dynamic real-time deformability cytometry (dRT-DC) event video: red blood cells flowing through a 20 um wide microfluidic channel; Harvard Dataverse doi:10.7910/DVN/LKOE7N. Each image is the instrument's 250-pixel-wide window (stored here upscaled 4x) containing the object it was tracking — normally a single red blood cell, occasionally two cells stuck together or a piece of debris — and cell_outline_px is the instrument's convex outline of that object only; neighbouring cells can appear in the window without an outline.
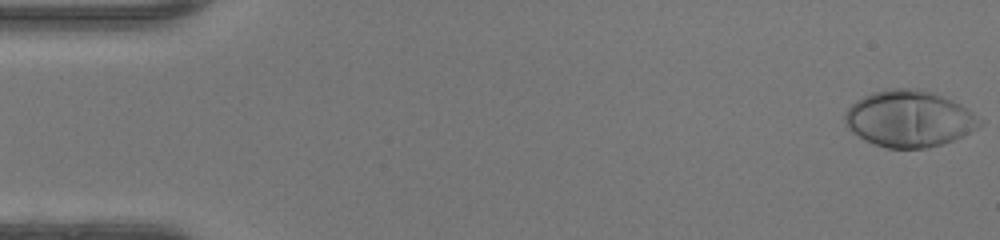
{"species": "human", "species_latin": "Homo sapiens", "temperature_condition": "warm", "stored_images_in_passage": 49, "camera_frame_rate_fps": 3000, "um_per_image_px": 0.085, "donor": {"sex": "female"}, "frame": {"image": 1, "passage_image": 1, "time_ms": 0.0, "image_size_px": [1000, 240], "cell_outline_px": [[984, 124], [952, 140], [928, 148], [888, 148], [872, 144], [852, 132], [848, 128], [844, 120], [844, 112], [856, 100], [872, 92], [888, 88], [920, 88], [932, 92], [952, 100], [968, 108], [984, 120]], "centroid_in_image_um": [77.27, 10.08], "position_along_channel_um": 7.7, "area_um2": 44.51}}
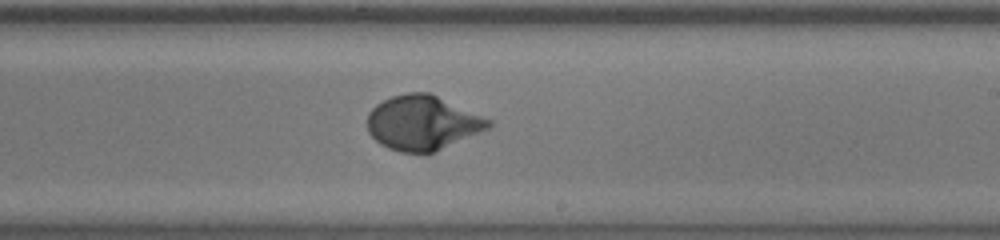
{"frame": {"image": 2, "passage_image": 29, "time_ms": 9.333, "image_size_px": [1000, 240], "cell_outline_px": [[492, 124], [488, 128], [436, 152], [400, 152], [388, 148], [380, 144], [368, 132], [368, 112], [376, 104], [392, 96], [408, 92], [428, 92], [492, 120]], "centroid_in_image_um": [35.89, 10.44], "position_along_channel_um": 253.1, "area_um2": 38.21}}
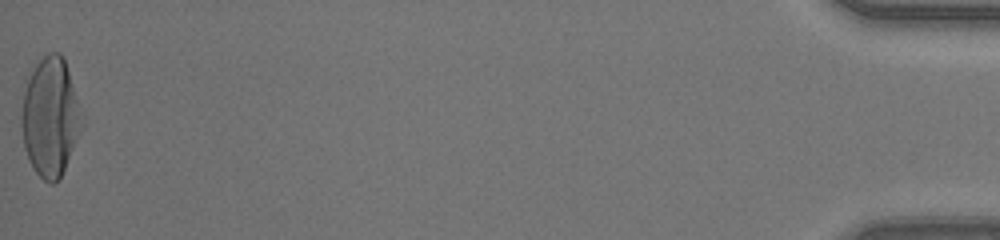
{"frame": {"image": 3, "passage_image": 49, "time_ms": 16.0, "image_size_px": [1000, 240], "cell_outline_px": [[84, 124], [64, 168], [60, 176], [52, 184], [48, 184], [36, 172], [24, 148], [20, 124], [20, 116], [24, 92], [28, 80], [36, 64], [48, 52], [60, 52], [64, 60], [68, 72]], "centroid_in_image_um": [4.25, 9.96], "position_along_channel_um": 430.9, "area_um2": 40.98}, "authors_computed_cell_mechanics": {"area_um2": 38.437, "velocity_mm_per_s": 4.2457, "shape_relaxation_time_tau1_ms": 3.3428, "shape_relaxation_time_tau2_ms": null, "deformation_change_tau1": 0.2237, "deformation_change_tau2": null}}